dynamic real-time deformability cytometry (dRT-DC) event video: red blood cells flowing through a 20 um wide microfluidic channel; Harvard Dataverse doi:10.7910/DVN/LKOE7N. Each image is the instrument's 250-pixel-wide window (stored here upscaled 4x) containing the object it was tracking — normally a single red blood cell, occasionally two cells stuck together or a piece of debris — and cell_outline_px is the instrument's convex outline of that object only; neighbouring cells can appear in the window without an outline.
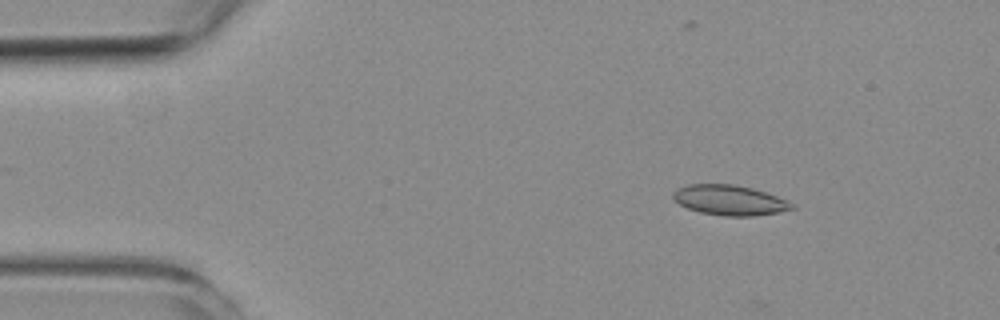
{"species": "common noctule bat (a hibernating species)", "species_latin": "Nyctalus noctula", "temperature_condition": "room temperature", "stored_images_in_passage": 5, "camera_frame_rate_fps": 3000, "um_per_image_px": 0.085, "animal": {"sex": "female", "body_mass_g": 19.3, "forearm_length_mm": 54.1}, "frame": {"image": 1, "passage_image": 2, "time_ms": 1.333, "image_size_px": [1000, 320], "cell_outline_px": [[796, 208], [776, 212], [752, 216], [724, 216], [700, 212], [688, 208], [680, 204], [672, 196], [672, 192], [676, 188], [688, 184], [732, 184], [752, 188], [776, 196], [792, 204]], "centroid_in_image_um": [61.96, 17.01], "position_along_channel_um": 23.0, "area_um2": 20.58}}
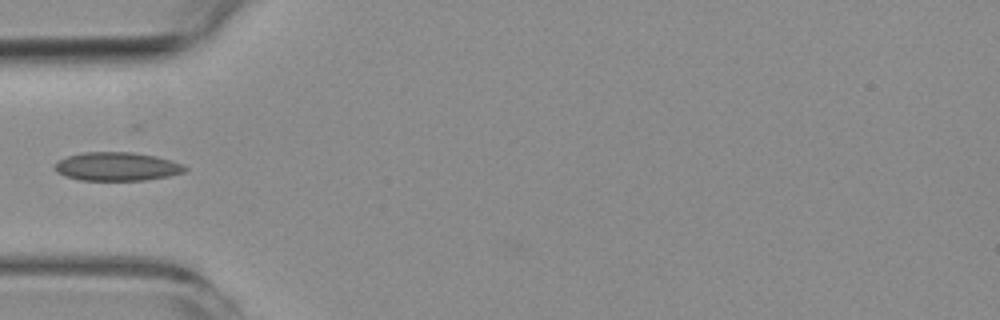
{"frame": {"image": 2, "passage_image": 5, "time_ms": 4.667, "image_size_px": [1000, 320], "cell_outline_px": [[188, 168], [184, 172], [168, 176], [144, 180], [80, 180], [64, 176], [56, 172], [56, 160], [68, 156], [84, 152], [132, 152], [156, 156], [172, 160], [184, 164]], "centroid_in_image_um": [9.95, 14.15], "position_along_channel_um": 75.0, "area_um2": 21.73}}